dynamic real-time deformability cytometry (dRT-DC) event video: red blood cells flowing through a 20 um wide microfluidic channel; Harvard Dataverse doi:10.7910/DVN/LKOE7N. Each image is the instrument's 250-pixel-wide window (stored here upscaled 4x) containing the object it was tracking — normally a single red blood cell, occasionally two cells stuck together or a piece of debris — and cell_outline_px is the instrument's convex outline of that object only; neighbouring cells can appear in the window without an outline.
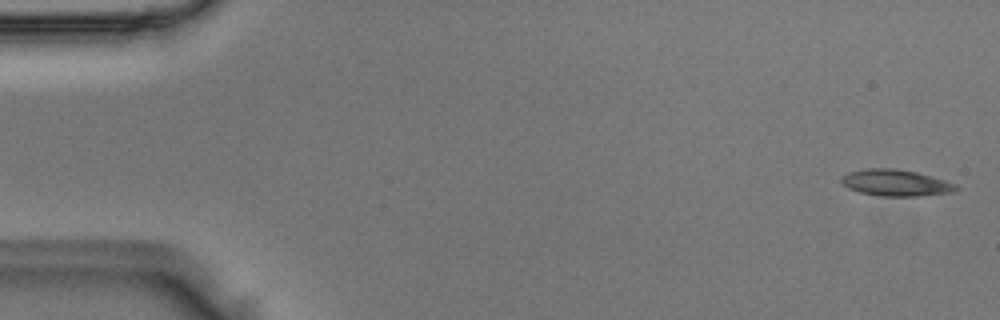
{"species": "Egyptian fruit bat (a non-hibernating species)", "species_latin": "Rousettus aegyptiacus", "temperature_condition": "room temperature", "stored_images_in_passage": 50, "camera_frame_rate_fps": 3000, "um_per_image_px": 0.085, "animal": {"sex": "male"}, "frame": {"image": 1, "passage_image": 2, "time_ms": 0.333, "image_size_px": [1000, 320], "cell_outline_px": [[960, 188], [952, 192], [916, 196], [880, 196], [860, 192], [848, 188], [840, 180], [840, 176], [852, 172], [868, 168], [892, 168], [916, 172], [932, 176], [956, 184]], "centroid_in_image_um": [76.14, 15.54], "position_along_channel_um": 8.9, "area_um2": 17.51}}
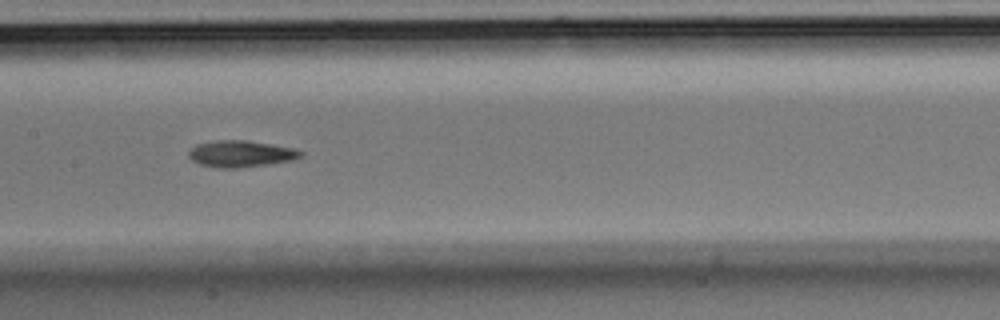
{"frame": {"image": 2, "passage_image": 25, "time_ms": 8.0, "image_size_px": [1000, 320], "cell_outline_px": [[304, 152], [300, 156], [292, 160], [240, 168], [220, 168], [200, 164], [192, 160], [188, 156], [188, 152], [196, 144], [216, 140], [248, 140], [272, 144], [292, 148]], "centroid_in_image_um": [20.44, 13.06], "position_along_channel_um": 187.0, "area_um2": 17.22}}
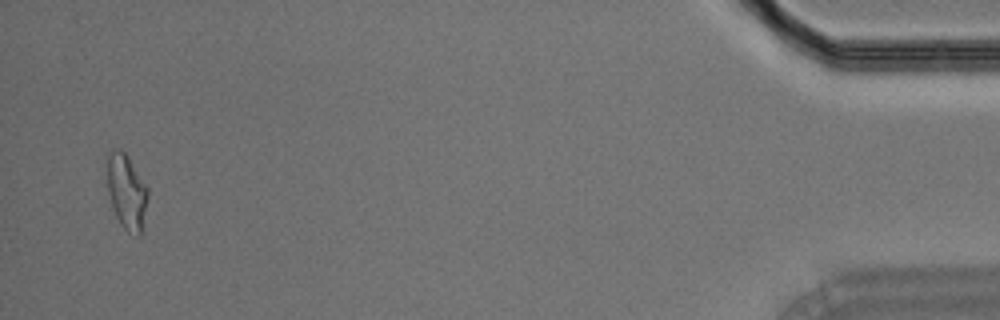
{"frame": {"image": 3, "passage_image": 49, "time_ms": 16.0, "image_size_px": [1000, 320], "cell_outline_px": [[148, 196], [140, 236], [136, 236], [128, 232], [120, 224], [112, 208], [108, 192], [108, 156], [112, 148], [120, 148], [128, 156], [148, 188]], "centroid_in_image_um": [10.76, 16.3], "position_along_channel_um": 424.4, "area_um2": 17.69}}